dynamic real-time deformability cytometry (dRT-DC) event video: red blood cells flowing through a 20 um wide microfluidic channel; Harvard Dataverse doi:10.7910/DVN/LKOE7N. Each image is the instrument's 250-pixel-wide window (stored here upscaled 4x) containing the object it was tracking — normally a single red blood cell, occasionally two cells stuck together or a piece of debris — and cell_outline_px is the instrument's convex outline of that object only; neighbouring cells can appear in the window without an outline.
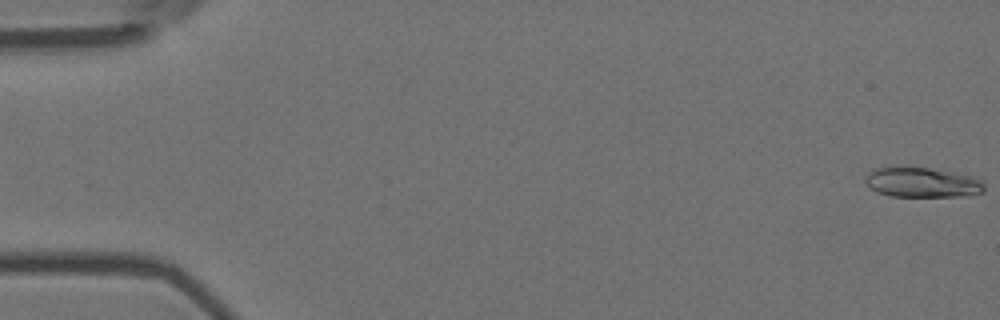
{"species": "Egyptian fruit bat (a non-hibernating species)", "species_latin": "Rousettus aegyptiacus", "temperature_condition": "room temperature", "stored_images_in_passage": 11, "camera_frame_rate_fps": 3000, "um_per_image_px": 0.085, "animal": {"sex": "female"}, "frame": {"image": 1, "passage_image": 1, "time_ms": 0.0, "image_size_px": [1000, 320], "cell_outline_px": [[984, 192], [960, 196], [892, 196], [876, 192], [864, 180], [864, 176], [868, 172], [876, 168], [896, 164], [908, 164], [960, 172], [972, 176], [980, 180], [984, 184]], "centroid_in_image_um": [78.34, 15.44], "position_along_channel_um": 6.7, "area_um2": 21.68}}